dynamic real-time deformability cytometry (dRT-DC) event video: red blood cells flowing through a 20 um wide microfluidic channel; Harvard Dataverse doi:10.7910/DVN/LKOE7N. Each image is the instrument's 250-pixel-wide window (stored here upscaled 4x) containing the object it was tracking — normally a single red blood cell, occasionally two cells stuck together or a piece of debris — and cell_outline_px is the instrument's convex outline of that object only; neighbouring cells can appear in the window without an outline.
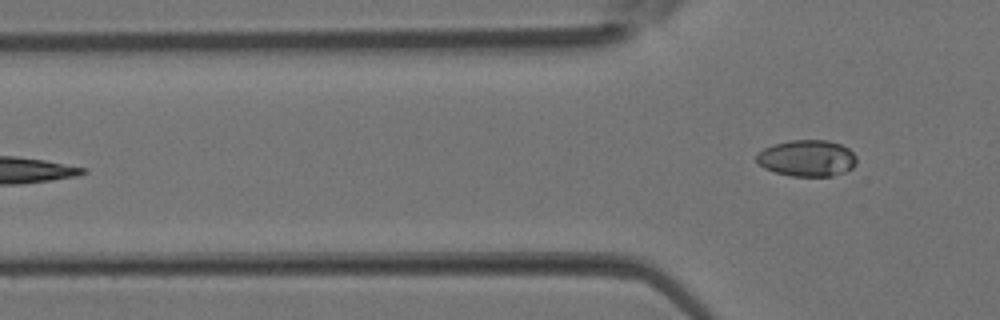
{"species": "Egyptian fruit bat (a non-hibernating species)", "species_latin": "Rousettus aegyptiacus", "temperature_condition": "room temperature", "stored_images_in_passage": 4, "camera_frame_rate_fps": 3000, "um_per_image_px": 0.085, "animal": {"sex": "female"}, "frame": {"image": 1, "passage_image": 4, "time_ms": 1.0, "image_size_px": [1000, 320], "cell_outline_px": [[856, 164], [852, 168], [844, 172], [832, 176], [792, 176], [776, 172], [764, 168], [756, 160], [756, 156], [764, 148], [772, 144], [792, 140], [828, 140], [840, 144], [848, 148], [856, 156]], "centroid_in_image_um": [68.61, 13.44], "position_along_channel_um": 57.2, "area_um2": 21.21}}